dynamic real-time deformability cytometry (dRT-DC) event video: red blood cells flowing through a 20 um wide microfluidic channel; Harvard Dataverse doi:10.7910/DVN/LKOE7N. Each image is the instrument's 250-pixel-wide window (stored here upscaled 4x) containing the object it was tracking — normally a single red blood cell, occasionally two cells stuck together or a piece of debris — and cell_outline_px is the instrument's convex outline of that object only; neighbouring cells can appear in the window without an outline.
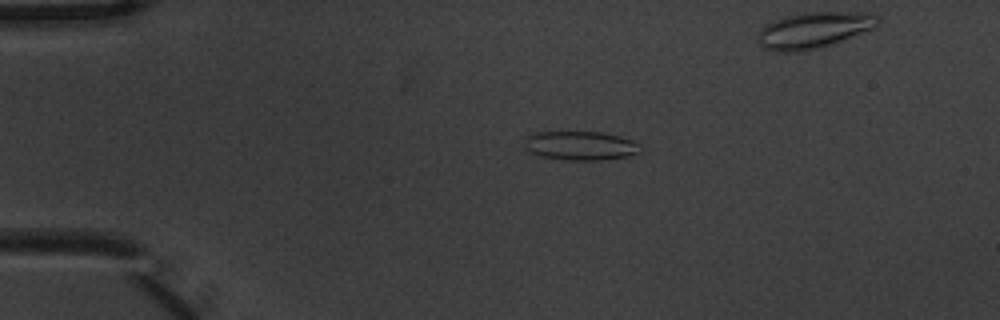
{"species": "common noctule bat (a hibernating species)", "species_latin": "Nyctalus noctula", "temperature_condition": "warm", "stored_images_in_passage": 7, "camera_frame_rate_fps": 3000, "um_per_image_px": 0.085, "animal": {"sex": "male", "body_mass_g": 20.1, "forearm_length_mm": 53.5}, "frame": {"image": 1, "passage_image": 4, "time_ms": 1.0, "image_size_px": [1000, 320], "cell_outline_px": [[640, 152], [628, 156], [600, 160], [564, 160], [540, 156], [528, 152], [524, 148], [524, 136], [528, 132], [600, 132], [632, 140], [640, 144]], "centroid_in_image_um": [49.24, 12.38], "position_along_channel_um": 35.8, "area_um2": 19.83}}